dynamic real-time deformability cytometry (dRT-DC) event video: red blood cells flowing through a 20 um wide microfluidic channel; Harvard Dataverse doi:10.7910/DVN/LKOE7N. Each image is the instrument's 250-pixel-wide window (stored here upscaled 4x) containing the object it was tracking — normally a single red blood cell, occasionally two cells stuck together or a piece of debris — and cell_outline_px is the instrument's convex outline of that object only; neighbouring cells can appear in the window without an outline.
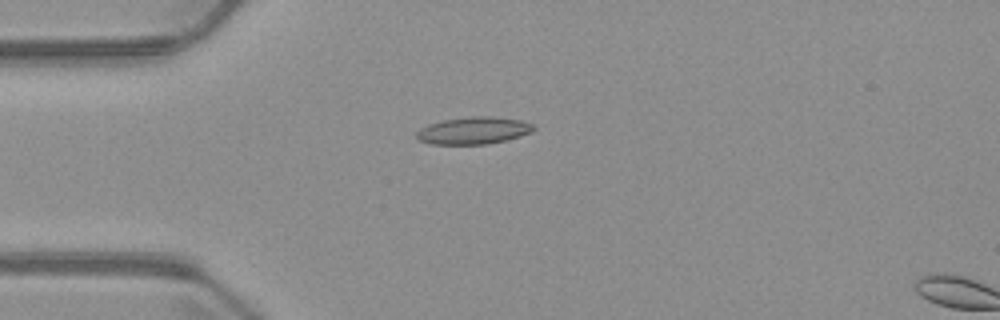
{"species": "common noctule bat (a hibernating species)", "species_latin": "Nyctalus noctula", "temperature_condition": "warm", "stored_images_in_passage": 5, "camera_frame_rate_fps": 3000, "um_per_image_px": 0.085, "animal": {"sex": "male", "body_mass_g": 23.1, "forearm_length_mm": 52.7}, "frame": {"image": 1, "passage_image": 4, "time_ms": 3.333, "image_size_px": [1000, 320], "cell_outline_px": [[536, 128], [532, 132], [520, 136], [488, 144], [428, 144], [416, 140], [416, 132], [420, 128], [428, 124], [444, 120], [468, 116], [488, 116], [520, 120], [532, 124]], "centroid_in_image_um": [40.2, 11.1], "position_along_channel_um": 44.8, "area_um2": 18.61}}